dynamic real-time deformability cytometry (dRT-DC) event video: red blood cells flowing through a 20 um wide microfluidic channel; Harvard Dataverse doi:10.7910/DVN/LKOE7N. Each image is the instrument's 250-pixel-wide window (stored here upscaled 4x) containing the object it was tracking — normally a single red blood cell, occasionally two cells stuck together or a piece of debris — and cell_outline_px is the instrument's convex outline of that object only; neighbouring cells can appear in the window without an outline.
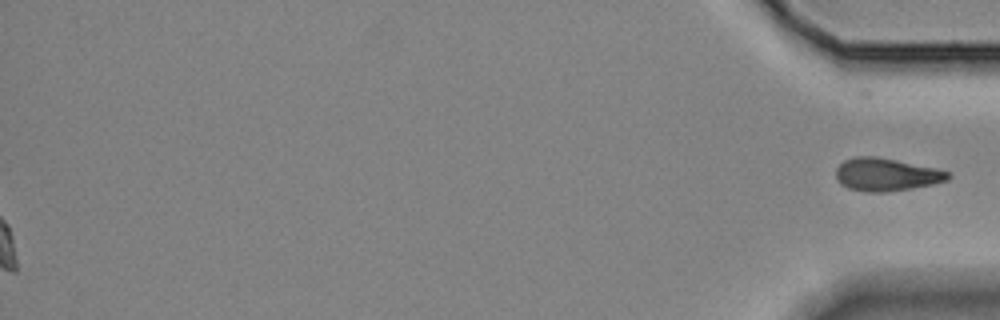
{"species": "Egyptian fruit bat (a non-hibernating species)", "species_latin": "Rousettus aegyptiacus", "temperature_condition": "room temperature", "stored_images_in_passage": 45, "segment_of_instrument_passage": [2, 2], "camera_frame_rate_fps": 3000, "um_per_image_px": 0.085, "animal": {"sex": "female"}, "frame": {"image": 1, "passage_image": 45, "time_ms": 14.667, "image_size_px": [1000, 320], "cell_outline_px": [[952, 176], [948, 180], [932, 184], [912, 188], [884, 192], [868, 192], [848, 188], [840, 184], [836, 180], [836, 168], [844, 160], [856, 156], [876, 156], [936, 168], [948, 172]], "centroid_in_image_um": [75.31, 14.83], "position_along_channel_um": 359.9, "area_um2": 21.44}}